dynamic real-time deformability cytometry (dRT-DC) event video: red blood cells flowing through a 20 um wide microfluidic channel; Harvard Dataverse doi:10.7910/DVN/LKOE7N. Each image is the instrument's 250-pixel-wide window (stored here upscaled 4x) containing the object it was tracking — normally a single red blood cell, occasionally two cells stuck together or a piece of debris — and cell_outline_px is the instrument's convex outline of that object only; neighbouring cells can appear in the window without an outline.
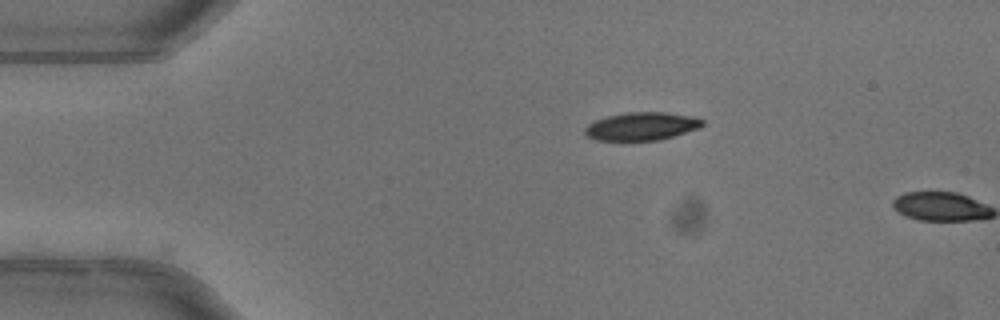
{"species": "common noctule bat (a hibernating species)", "species_latin": "Nyctalus noctula", "temperature_condition": "warm", "stored_images_in_passage": 2, "camera_frame_rate_fps": 3000, "um_per_image_px": 0.085, "animal": {"sex": "female"}, "frame": {"image": 1, "passage_image": 1, "time_ms": 0.0, "image_size_px": [1000, 320], "cell_outline_px": [[704, 124], [700, 128], [660, 140], [596, 140], [584, 136], [584, 128], [588, 124], [596, 120], [608, 116], [628, 112], [664, 112], [696, 116], [704, 120]], "centroid_in_image_um": [54.56, 10.73], "position_along_channel_um": 30.4, "area_um2": 19.36}}